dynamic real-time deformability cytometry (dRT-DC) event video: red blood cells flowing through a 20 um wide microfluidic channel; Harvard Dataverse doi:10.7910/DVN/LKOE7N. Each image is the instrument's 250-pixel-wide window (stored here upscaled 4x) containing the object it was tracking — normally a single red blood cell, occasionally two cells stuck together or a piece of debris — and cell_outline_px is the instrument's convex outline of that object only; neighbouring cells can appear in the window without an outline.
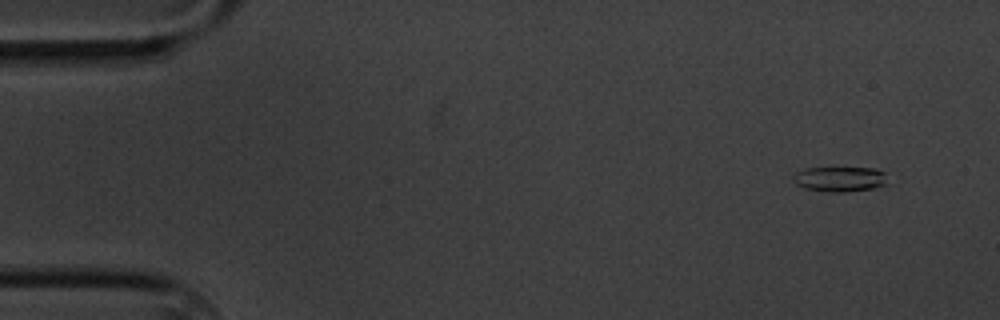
{"species": "common noctule bat (a hibernating species)", "species_latin": "Nyctalus noctula", "temperature_condition": "cold", "stored_images_in_passage": 5, "camera_frame_rate_fps": 3000, "um_per_image_px": 0.085, "animal": {"sex": "male", "body_mass_g": 20.1, "forearm_length_mm": 53.5}, "frame": {"image": 1, "passage_image": 2, "time_ms": 1.333, "image_size_px": [1000, 320], "cell_outline_px": [[884, 184], [872, 188], [844, 192], [828, 192], [804, 188], [796, 184], [792, 176], [796, 172], [804, 168], [872, 168], [884, 172]], "centroid_in_image_um": [71.3, 15.22], "position_along_channel_um": 13.7, "area_um2": 13.53}}